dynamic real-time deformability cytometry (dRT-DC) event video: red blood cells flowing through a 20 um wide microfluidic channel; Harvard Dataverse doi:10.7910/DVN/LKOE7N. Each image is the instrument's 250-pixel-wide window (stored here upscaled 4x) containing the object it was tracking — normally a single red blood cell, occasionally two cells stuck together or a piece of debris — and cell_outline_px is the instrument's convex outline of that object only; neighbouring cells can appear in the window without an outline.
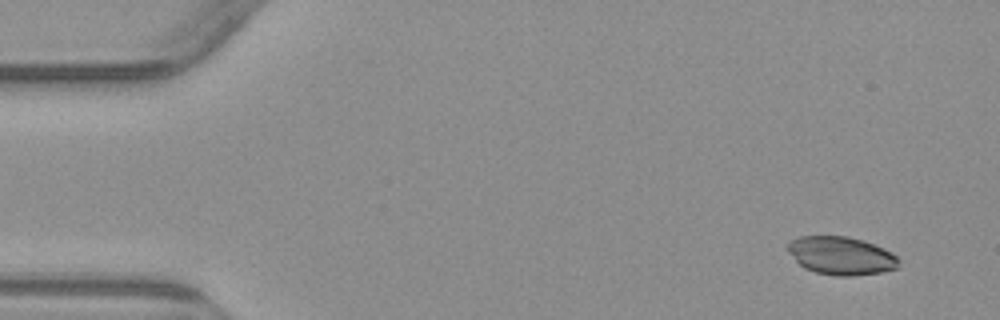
{"species": "common noctule bat (a hibernating species)", "species_latin": "Nyctalus noctula", "temperature_condition": "warm", "stored_images_in_passage": 5, "camera_frame_rate_fps": 3000, "um_per_image_px": 0.085, "animal": {"sex": "male", "body_mass_g": 23.1, "forearm_length_mm": 52.7}, "frame": {"image": 1, "passage_image": 1, "time_ms": 0.0, "image_size_px": [1000, 320], "cell_outline_px": [[900, 260], [896, 268], [880, 272], [852, 276], [836, 276], [816, 272], [804, 268], [788, 252], [788, 244], [792, 240], [800, 236], [848, 236], [864, 240], [884, 248], [892, 252]], "centroid_in_image_um": [71.51, 21.73], "position_along_channel_um": 13.5, "area_um2": 24.62}}
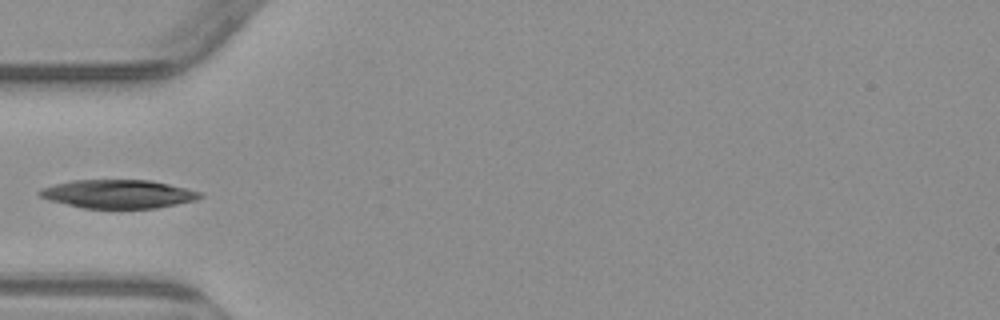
{"frame": {"image": 2, "passage_image": 4, "time_ms": 4.667, "image_size_px": [1000, 320], "cell_outline_px": [[204, 196], [196, 200], [156, 208], [84, 208], [48, 200], [40, 196], [36, 192], [40, 188], [72, 180], [152, 180], [188, 188], [200, 192]], "centroid_in_image_um": [10.05, 16.48], "position_along_channel_um": 75.0, "area_um2": 26.7}}
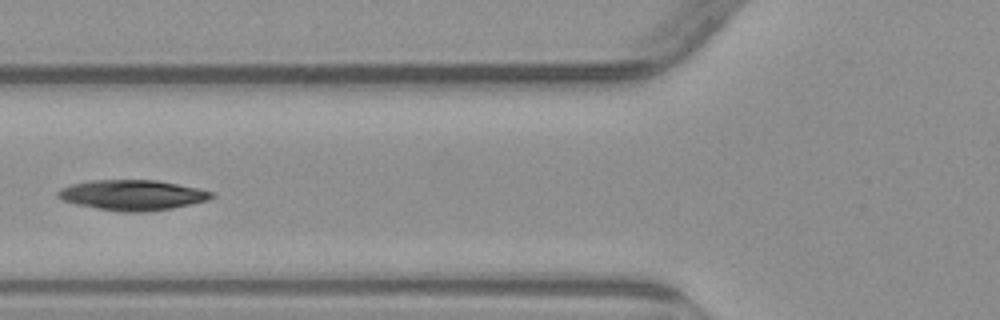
{"frame": {"image": 3, "passage_image": 5, "time_ms": 5.667, "image_size_px": [1000, 320], "cell_outline_px": [[216, 196], [208, 200], [172, 208], [144, 212], [120, 212], [96, 208], [76, 204], [64, 200], [56, 196], [56, 192], [60, 188], [72, 184], [88, 180], [156, 180], [196, 188], [212, 192]], "centroid_in_image_um": [11.22, 16.58], "position_along_channel_um": 114.6, "area_um2": 27.05}}